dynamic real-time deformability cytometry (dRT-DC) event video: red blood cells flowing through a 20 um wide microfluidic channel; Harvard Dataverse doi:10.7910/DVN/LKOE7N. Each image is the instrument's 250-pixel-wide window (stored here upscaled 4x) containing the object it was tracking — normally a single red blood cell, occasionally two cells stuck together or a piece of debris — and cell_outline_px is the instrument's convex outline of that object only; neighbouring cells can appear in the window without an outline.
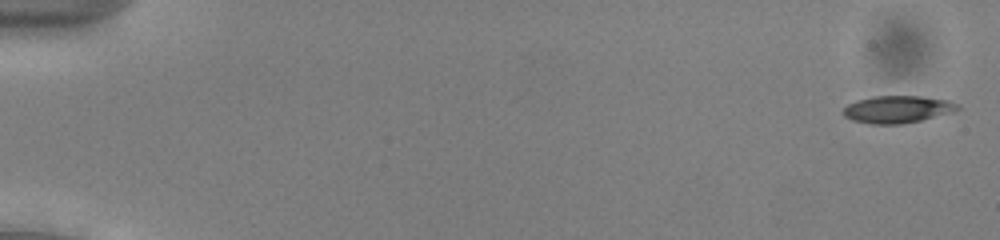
{"species": "common noctule bat (a hibernating species)", "species_latin": "Nyctalus noctula", "temperature_condition": "cold", "stored_images_in_passage": 54, "camera_frame_rate_fps": 3000, "um_per_image_px": 0.085, "animal": {"sex": "male", "body_mass_g": 13.0, "forearm_length_mm": 53.1}, "frame": {"image": 1, "passage_image": 2, "time_ms": 0.333, "image_size_px": [1000, 240], "cell_outline_px": [[960, 108], [952, 112], [904, 124], [872, 124], [852, 120], [844, 116], [840, 112], [848, 104], [856, 100], [872, 96], [920, 96], [948, 100], [960, 104]], "centroid_in_image_um": [76.26, 9.29], "position_along_channel_um": 8.7, "area_um2": 18.26}}
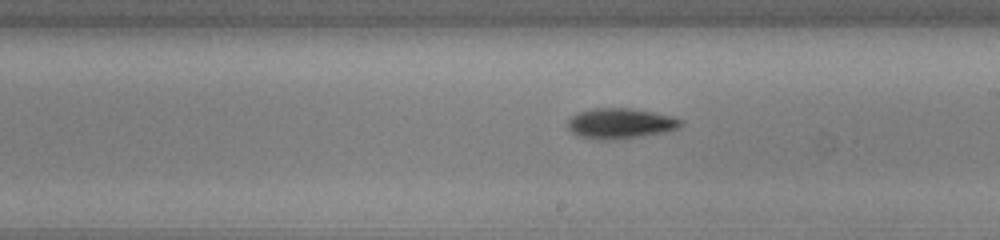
{"frame": {"image": 2, "passage_image": 32, "time_ms": 10.333, "image_size_px": [1000, 240], "cell_outline_px": [[684, 120], [676, 128], [664, 132], [616, 140], [600, 140], [580, 136], [572, 132], [568, 128], [568, 120], [576, 112], [592, 108], [632, 108], [672, 116]], "centroid_in_image_um": [52.69, 10.48], "position_along_channel_um": 236.3, "area_um2": 20.0}}
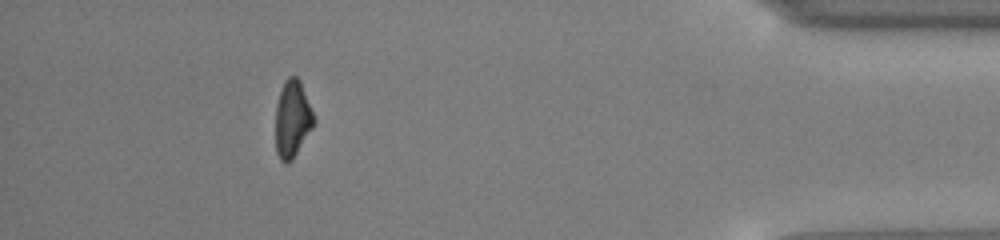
{"frame": {"image": 3, "passage_image": 49, "time_ms": 16.0, "image_size_px": [1000, 240], "cell_outline_px": [[316, 120], [312, 128], [292, 160], [288, 164], [284, 164], [280, 160], [276, 152], [276, 104], [284, 80], [288, 76], [296, 76], [300, 80]], "centroid_in_image_um": [24.85, 10.12], "position_along_channel_um": 410.4, "area_um2": 17.22}, "authors_computed_cell_mechanics": {"area_um2": 18.3804, "velocity_mm_per_s": 3.9405, "shape_relaxation_time_tau1_ms": 2.988, "shape_relaxation_time_tau2_ms": null, "deformation_change_tau1": 0.1415, "deformation_change_tau2": null}}